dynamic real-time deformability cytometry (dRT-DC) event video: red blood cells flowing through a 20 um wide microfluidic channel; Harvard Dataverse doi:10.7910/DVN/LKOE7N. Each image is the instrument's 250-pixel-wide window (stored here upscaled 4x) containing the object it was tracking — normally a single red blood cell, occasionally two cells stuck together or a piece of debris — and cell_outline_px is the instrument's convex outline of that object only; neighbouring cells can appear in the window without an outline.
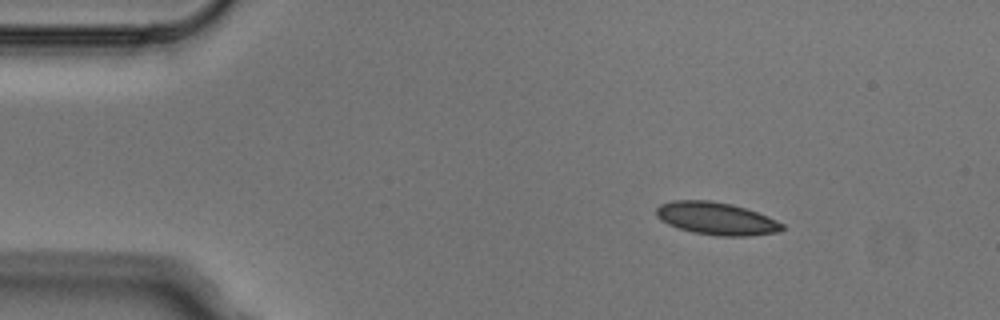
{"species": "Egyptian fruit bat (a non-hibernating species)", "species_latin": "Rousettus aegyptiacus", "temperature_condition": "cold", "stored_images_in_passage": 3, "camera_frame_rate_fps": 3000, "um_per_image_px": 0.085, "animal": {"sex": "male"}, "frame": {"image": 1, "passage_image": 2, "time_ms": 0.333, "image_size_px": [1000, 320], "cell_outline_px": [[784, 228], [780, 232], [748, 236], [720, 236], [692, 232], [668, 224], [660, 220], [656, 216], [656, 208], [660, 204], [672, 200], [712, 200], [732, 204], [768, 216], [784, 224]], "centroid_in_image_um": [60.88, 18.57], "position_along_channel_um": 24.1, "area_um2": 23.99}}